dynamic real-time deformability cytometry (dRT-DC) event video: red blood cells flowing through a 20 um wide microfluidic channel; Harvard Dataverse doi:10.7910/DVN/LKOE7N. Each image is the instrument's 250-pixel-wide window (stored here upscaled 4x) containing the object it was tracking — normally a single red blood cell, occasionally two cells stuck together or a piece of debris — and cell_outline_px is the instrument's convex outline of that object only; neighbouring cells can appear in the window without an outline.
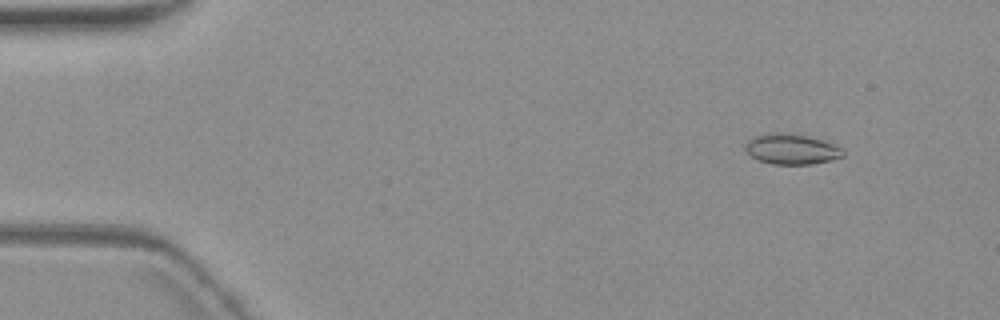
{"species": "common noctule bat (a hibernating species)", "species_latin": "Nyctalus noctula", "temperature_condition": "warm", "stored_images_in_passage": 6, "camera_frame_rate_fps": 3000, "um_per_image_px": 0.085, "animal": {"sex": "female", "body_mass_g": 19.3, "forearm_length_mm": 54.1}, "frame": {"image": 1, "passage_image": 2, "time_ms": 1.0, "image_size_px": [1000, 320], "cell_outline_px": [[844, 156], [832, 160], [812, 164], [772, 164], [760, 160], [752, 156], [744, 148], [744, 144], [752, 136], [764, 132], [780, 132], [808, 136], [832, 144], [840, 148], [844, 152]], "centroid_in_image_um": [67.23, 12.66], "position_along_channel_um": 17.8, "area_um2": 17.34}}
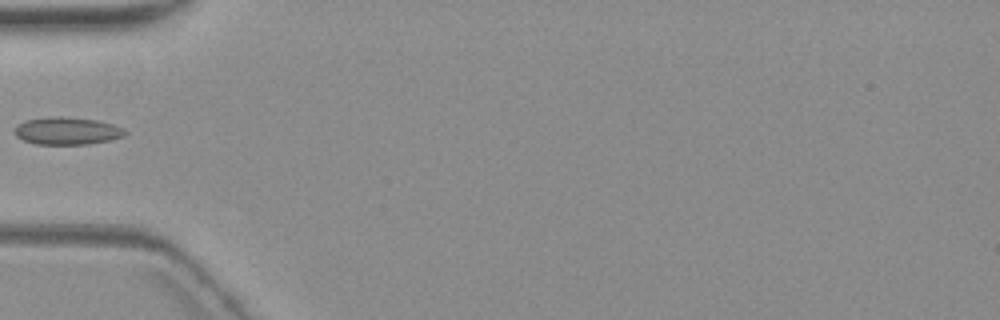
{"frame": {"image": 2, "passage_image": 5, "time_ms": 5.667, "image_size_px": [1000, 320], "cell_outline_px": [[128, 132], [124, 136], [108, 140], [88, 144], [36, 144], [24, 140], [16, 136], [12, 132], [24, 120], [52, 116], [60, 116], [96, 120], [112, 124], [124, 128]], "centroid_in_image_um": [5.7, 11.12], "position_along_channel_um": 79.3, "area_um2": 17.63}}
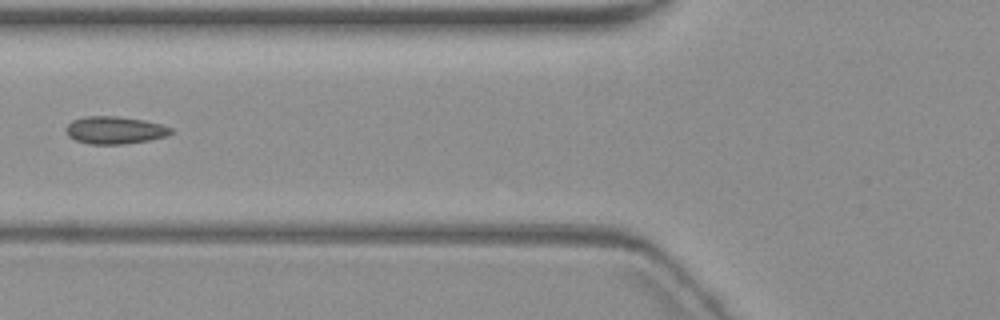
{"frame": {"image": 3, "passage_image": 6, "time_ms": 6.667, "image_size_px": [1000, 320], "cell_outline_px": [[172, 132], [168, 136], [148, 140], [124, 144], [88, 144], [76, 140], [68, 136], [64, 128], [72, 120], [84, 116], [116, 116], [144, 120], [160, 124], [172, 128]], "centroid_in_image_um": [9.73, 11.06], "position_along_channel_um": 116.1, "area_um2": 16.88}}